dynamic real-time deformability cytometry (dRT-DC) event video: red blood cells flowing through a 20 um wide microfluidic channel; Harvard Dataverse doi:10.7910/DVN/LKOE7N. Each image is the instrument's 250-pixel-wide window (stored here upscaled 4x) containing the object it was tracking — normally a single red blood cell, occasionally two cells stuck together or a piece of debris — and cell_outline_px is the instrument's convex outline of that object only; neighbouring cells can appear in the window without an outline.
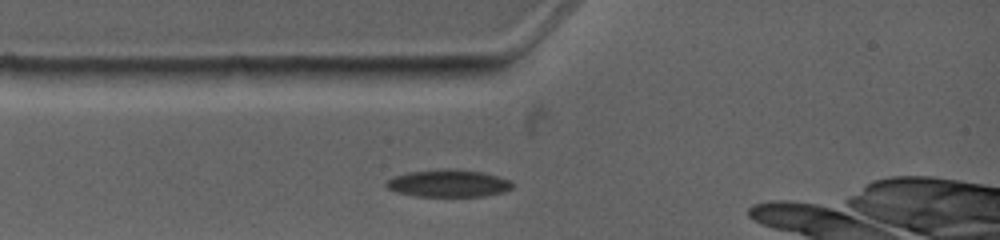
{"species": "common noctule bat (a hibernating species)", "species_latin": "Nyctalus noctula", "temperature_condition": "warm", "stored_images_in_passage": 2, "camera_frame_rate_fps": 4500, "um_per_image_px": 0.085, "animal": {"sex": "female", "body_mass_g": 19.0, "forearm_length_mm": 53.3}, "frame": {"image": 1, "passage_image": 2, "time_ms": 0.889, "image_size_px": [1000, 240], "cell_outline_px": [[512, 188], [504, 192], [484, 196], [416, 196], [400, 192], [388, 188], [384, 184], [388, 180], [396, 176], [408, 172], [448, 168], [484, 172], [512, 180]], "centroid_in_image_um": [38.17, 15.57], "position_along_channel_um": 46.8, "area_um2": 20.0}}